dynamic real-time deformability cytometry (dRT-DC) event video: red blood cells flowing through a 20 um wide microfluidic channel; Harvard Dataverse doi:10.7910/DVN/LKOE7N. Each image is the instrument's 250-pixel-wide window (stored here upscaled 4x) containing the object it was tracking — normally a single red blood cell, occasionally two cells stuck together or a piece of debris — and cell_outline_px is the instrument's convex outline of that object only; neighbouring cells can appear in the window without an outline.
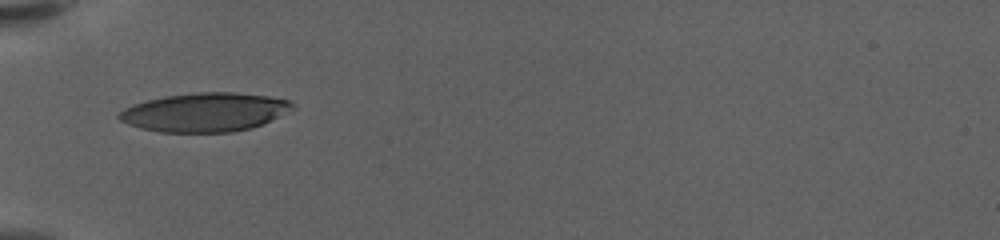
{"species": "human", "species_latin": "Homo sapiens", "temperature_condition": "warm", "stored_images_in_passage": 39, "camera_frame_rate_fps": 3000, "um_per_image_px": 0.085, "donor": {"sex": "female"}, "frame": {"image": 1, "passage_image": 1, "time_ms": 0.0, "image_size_px": [1000, 240], "cell_outline_px": [[296, 108], [264, 124], [252, 128], [232, 132], [160, 132], [140, 128], [128, 124], [120, 120], [116, 116], [124, 108], [132, 104], [164, 96], [196, 92], [236, 92], [268, 96], [288, 100], [296, 104]], "centroid_in_image_um": [17.44, 9.54], "position_along_channel_um": 67.6, "area_um2": 39.54}}
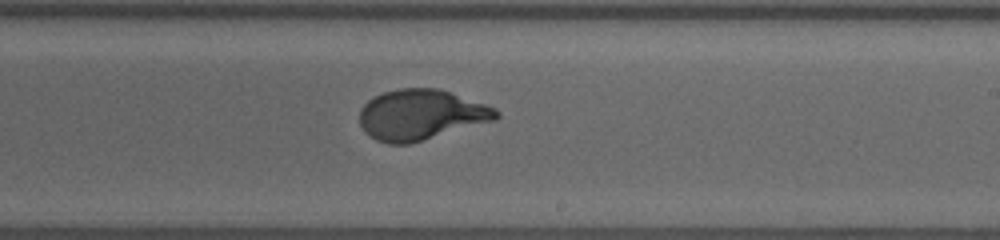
{"frame": {"image": 2, "passage_image": 17, "time_ms": 5.333, "image_size_px": [1000, 240], "cell_outline_px": [[500, 116], [496, 120], [408, 144], [388, 144], [376, 140], [364, 132], [360, 124], [360, 108], [372, 96], [384, 92], [400, 88], [440, 88], [496, 108], [500, 112]], "centroid_in_image_um": [35.77, 9.75], "position_along_channel_um": 253.2, "area_um2": 40.29}}
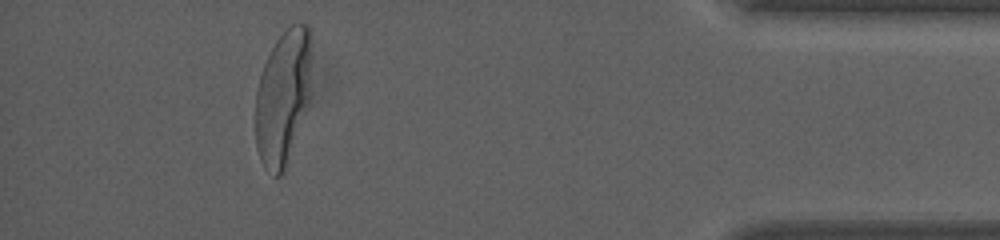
{"frame": {"image": 3, "passage_image": 34, "time_ms": 11.0, "image_size_px": [1000, 240], "cell_outline_px": [[312, 28], [308, 104], [284, 172], [280, 176], [272, 176], [264, 168], [260, 160], [256, 148], [256, 92], [260, 76], [264, 64], [276, 40], [292, 24], [308, 24]], "centroid_in_image_um": [24.05, 8.27], "position_along_channel_um": 411.1, "area_um2": 43.99}, "authors_computed_cell_mechanics": {"area_um2": 39.9398, "velocity_mm_per_s": 3.563, "shape_relaxation_time_tau1_ms": 6.3777, "shape_relaxation_time_tau2_ms": null, "deformation_change_tau1": 0.2851, "deformation_change_tau2": null}}